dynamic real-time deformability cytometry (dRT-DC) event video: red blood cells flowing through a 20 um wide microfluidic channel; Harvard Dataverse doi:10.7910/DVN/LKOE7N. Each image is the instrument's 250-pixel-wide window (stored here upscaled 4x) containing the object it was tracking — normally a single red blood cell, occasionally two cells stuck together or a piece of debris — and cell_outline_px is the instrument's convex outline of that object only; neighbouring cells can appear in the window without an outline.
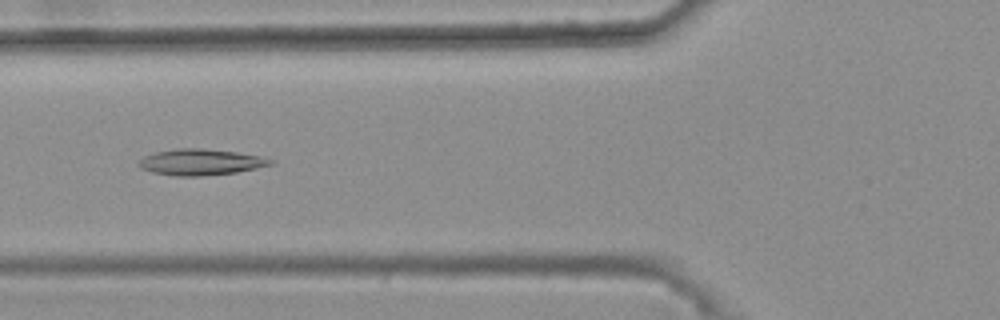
{"species": "common noctule bat (a hibernating species)", "species_latin": "Nyctalus noctula", "temperature_condition": "warm", "stored_images_in_passage": 40, "camera_frame_rate_fps": 3000, "um_per_image_px": 0.085, "animal": {"sex": "female", "body_mass_g": 25.1}, "frame": {"image": 1, "passage_image": 13, "time_ms": 4.0, "image_size_px": [1000, 320], "cell_outline_px": [[276, 164], [236, 172], [200, 176], [172, 176], [152, 172], [140, 168], [136, 164], [144, 156], [156, 152], [176, 148], [200, 148], [236, 152], [260, 156], [272, 160]], "centroid_in_image_um": [17.03, 13.78], "position_along_channel_um": 108.8, "area_um2": 20.06}}
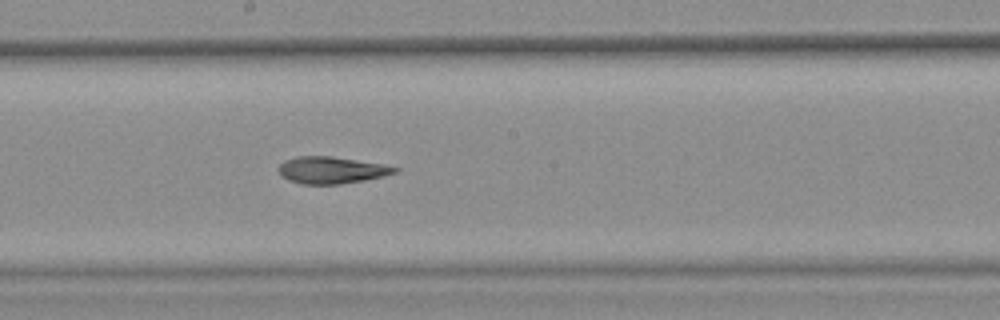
{"frame": {"image": 2, "passage_image": 22, "time_ms": 7.0, "image_size_px": [1000, 320], "cell_outline_px": [[400, 168], [396, 172], [384, 176], [364, 180], [340, 184], [300, 184], [288, 180], [280, 176], [276, 168], [284, 160], [296, 156], [332, 156], [384, 164]], "centroid_in_image_um": [28.13, 14.45], "position_along_channel_um": 220.1, "area_um2": 18.44}}
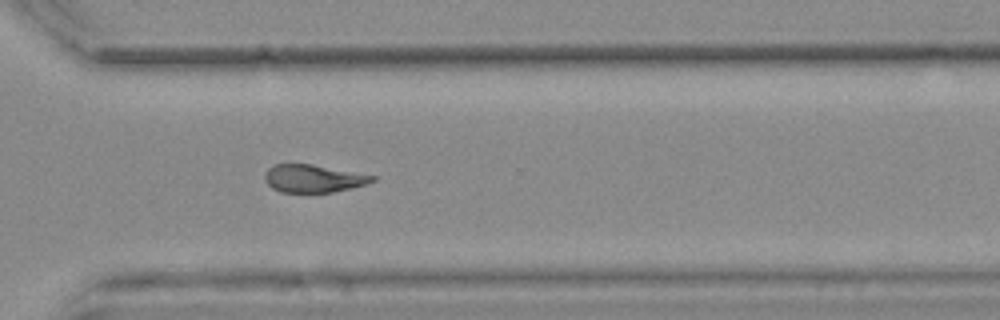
{"frame": {"image": 3, "passage_image": 32, "time_ms": 10.333, "image_size_px": [1000, 320], "cell_outline_px": [[376, 180], [352, 188], [332, 192], [280, 192], [272, 188], [264, 180], [264, 172], [268, 168], [276, 164], [312, 164], [376, 176]], "centroid_in_image_um": [26.6, 15.17], "position_along_channel_um": 344.0, "area_um2": 17.34}, "authors_computed_cell_mechanics": {"area_um2": 18.9006, "velocity_mm_per_s": 3.7153, "shape_relaxation_time_tau1_ms": null, "shape_relaxation_time_tau2_ms": 3.668, "deformation_change_tau1": null, "deformation_change_tau2": 0.0984}}